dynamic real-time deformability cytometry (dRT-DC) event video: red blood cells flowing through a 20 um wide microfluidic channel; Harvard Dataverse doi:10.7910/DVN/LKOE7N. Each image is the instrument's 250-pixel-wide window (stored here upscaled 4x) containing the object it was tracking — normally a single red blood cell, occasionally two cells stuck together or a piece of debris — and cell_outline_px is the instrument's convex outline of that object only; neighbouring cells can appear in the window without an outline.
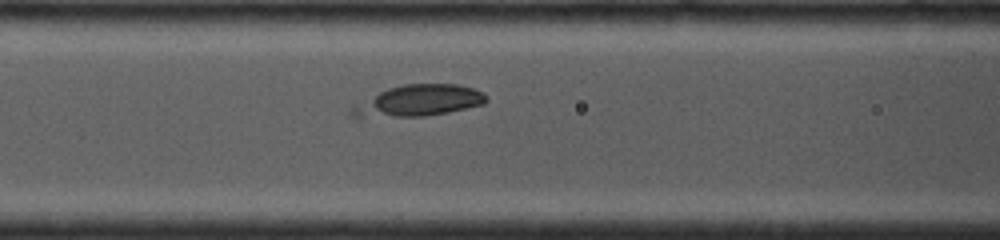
{"species": "common noctule bat (a hibernating species)", "species_latin": "Nyctalus noctula", "temperature_condition": "cold", "stored_images_in_passage": 24, "camera_frame_rate_fps": 4000, "um_per_image_px": 0.085, "animal": {"sex": "female", "body_mass_g": 19.0, "forearm_length_mm": 53.3}, "frame": {"image": 1, "passage_image": 5, "time_ms": 1.5, "image_size_px": [1000, 240], "cell_outline_px": [[488, 100], [484, 104], [448, 112], [424, 116], [356, 120], [348, 116], [348, 112], [352, 104], [388, 88], [404, 84], [456, 84], [472, 88], [484, 92]], "centroid_in_image_um": [35.4, 8.61], "position_along_channel_um": 131.2, "area_um2": 25.49}}
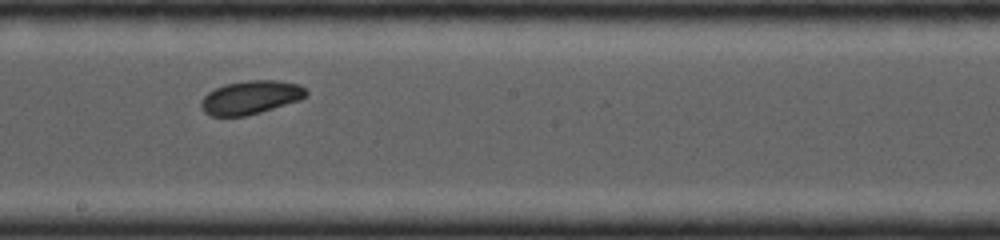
{"frame": {"image": 2, "passage_image": 11, "time_ms": 3.75, "image_size_px": [1000, 240], "cell_outline_px": [[308, 96], [300, 100], [260, 112], [244, 116], [212, 116], [204, 112], [200, 108], [200, 100], [208, 92], [224, 84], [248, 80], [276, 80], [300, 84], [308, 92]], "centroid_in_image_um": [21.3, 8.27], "position_along_channel_um": 226.9, "area_um2": 20.63}}
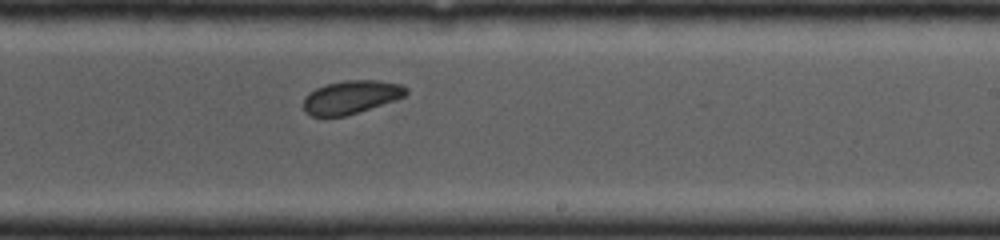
{"frame": {"image": 3, "passage_image": 13, "time_ms": 4.5, "image_size_px": [1000, 240], "cell_outline_px": [[408, 92], [404, 96], [344, 116], [312, 116], [304, 112], [304, 100], [308, 92], [316, 88], [328, 84], [344, 80], [376, 80], [400, 84], [408, 88]], "centroid_in_image_um": [29.8, 8.24], "position_along_channel_um": 259.2, "area_um2": 19.48}}